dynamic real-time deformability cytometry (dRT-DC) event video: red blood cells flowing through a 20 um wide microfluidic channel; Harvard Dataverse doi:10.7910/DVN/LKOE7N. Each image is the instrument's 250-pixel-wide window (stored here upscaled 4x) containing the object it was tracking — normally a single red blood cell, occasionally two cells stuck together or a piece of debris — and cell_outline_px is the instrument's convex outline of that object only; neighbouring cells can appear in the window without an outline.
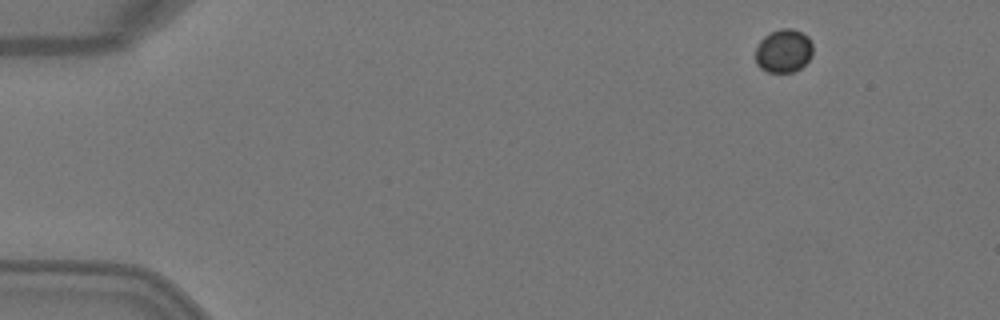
{"species": "Egyptian fruit bat (a non-hibernating species)", "species_latin": "Rousettus aegyptiacus", "temperature_condition": "warm", "stored_images_in_passage": 3, "camera_frame_rate_fps": 3000, "um_per_image_px": 0.085, "animal": {"sex": "female"}, "frame": {"image": 1, "passage_image": 1, "time_ms": 0.0, "image_size_px": [1000, 320], "cell_outline_px": [[812, 56], [800, 68], [792, 72], [768, 72], [760, 68], [756, 64], [756, 48], [760, 40], [764, 36], [780, 28], [792, 28], [808, 36], [812, 44]], "centroid_in_image_um": [66.6, 4.32], "position_along_channel_um": 18.4, "area_um2": 14.51}}
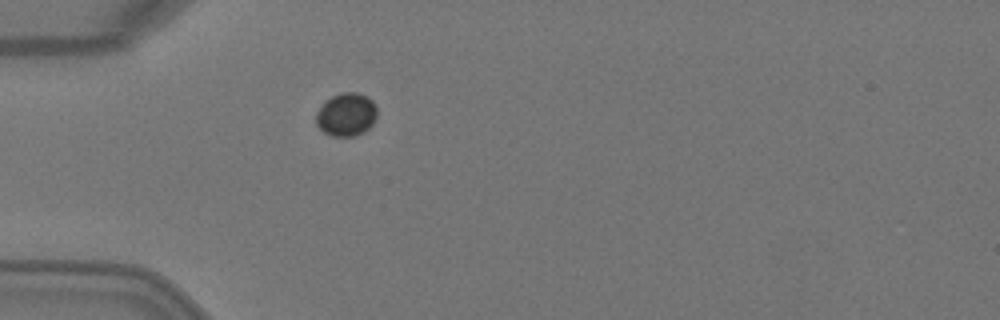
{"frame": {"image": 2, "passage_image": 3, "time_ms": 0.667, "image_size_px": [1000, 320], "cell_outline_px": [[376, 116], [372, 124], [364, 132], [356, 136], [332, 136], [324, 132], [316, 124], [316, 112], [324, 100], [340, 92], [356, 92], [368, 96], [376, 104]], "centroid_in_image_um": [29.43, 9.72], "position_along_channel_um": 55.6, "area_um2": 15.55}}